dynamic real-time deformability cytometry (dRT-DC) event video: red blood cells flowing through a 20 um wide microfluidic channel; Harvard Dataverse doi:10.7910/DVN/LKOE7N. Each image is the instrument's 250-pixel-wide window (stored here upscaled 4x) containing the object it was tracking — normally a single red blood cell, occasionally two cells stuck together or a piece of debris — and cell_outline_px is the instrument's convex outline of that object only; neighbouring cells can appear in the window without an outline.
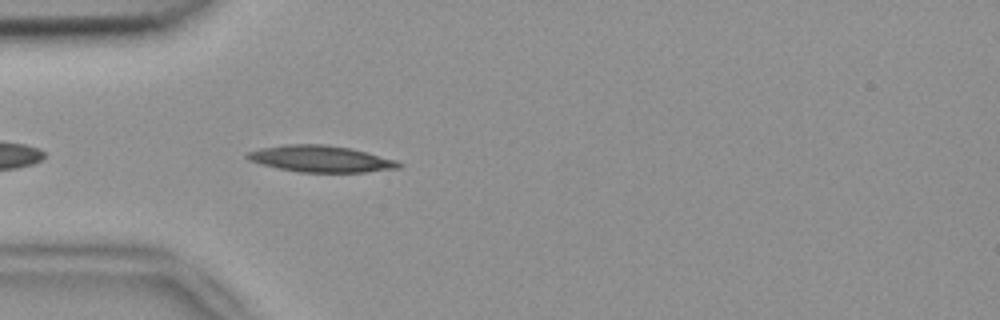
{"species": "common noctule bat (a hibernating species)", "species_latin": "Nyctalus noctula", "temperature_condition": "room temperature", "stored_images_in_passage": 17, "camera_frame_rate_fps": 3000, "um_per_image_px": 0.085, "animal": {"sex": "female", "body_mass_g": 18.4}, "frame": {"image": 1, "passage_image": 3, "time_ms": 0.667, "image_size_px": [1000, 320], "cell_outline_px": [[404, 164], [400, 168], [364, 172], [300, 172], [260, 164], [248, 160], [244, 156], [248, 152], [260, 148], [284, 144], [324, 144], [352, 148], [396, 160]], "centroid_in_image_um": [27.26, 13.49], "position_along_channel_um": 57.7, "area_um2": 23.47}}
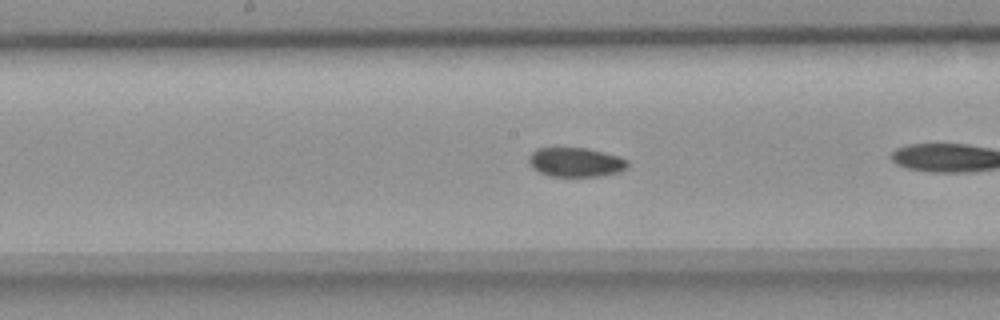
{"frame": {"image": 2, "passage_image": 12, "time_ms": 3.667, "image_size_px": [1000, 320], "cell_outline_px": [[628, 168], [620, 172], [600, 176], [552, 176], [540, 172], [532, 168], [528, 164], [528, 156], [536, 148], [588, 148], [620, 156], [628, 160]], "centroid_in_image_um": [48.95, 13.78], "position_along_channel_um": 199.3, "area_um2": 17.05}}
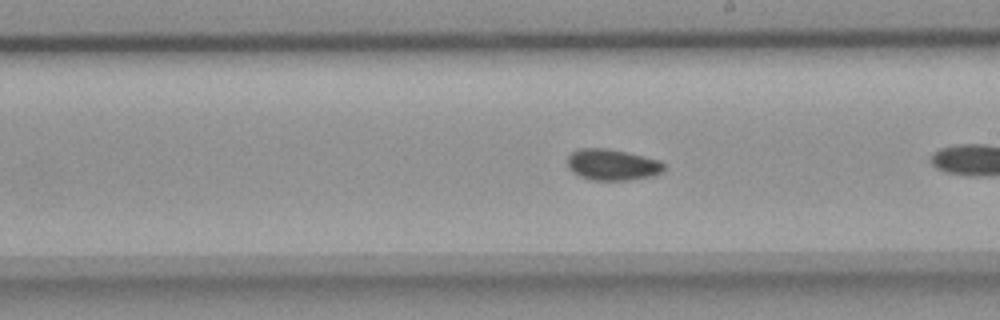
{"frame": {"image": 3, "passage_image": 15, "time_ms": 4.667, "image_size_px": [1000, 320], "cell_outline_px": [[664, 168], [660, 172], [652, 176], [628, 180], [588, 180], [572, 172], [568, 168], [568, 156], [572, 152], [580, 148], [604, 148], [624, 152], [660, 160], [664, 164]], "centroid_in_image_um": [52.01, 14.01], "position_along_channel_um": 237.0, "area_um2": 17.4}}